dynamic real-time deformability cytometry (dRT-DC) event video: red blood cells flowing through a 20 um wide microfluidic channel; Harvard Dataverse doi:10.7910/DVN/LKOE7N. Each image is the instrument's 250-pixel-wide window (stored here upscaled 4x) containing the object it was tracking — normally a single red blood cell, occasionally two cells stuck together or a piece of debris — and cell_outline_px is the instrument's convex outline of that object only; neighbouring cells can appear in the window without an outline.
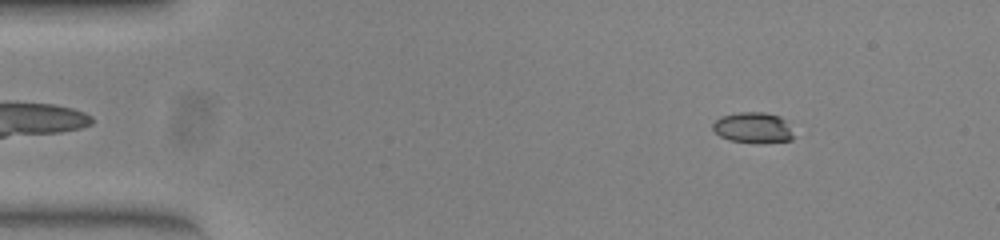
{"species": "common noctule bat (a hibernating species)", "species_latin": "Nyctalus noctula", "temperature_condition": "warm", "stored_images_in_passage": 52, "camera_frame_rate_fps": 3000, "um_per_image_px": 0.085, "animal": {"sex": "female", "body_mass_g": 23.0, "forearm_length_mm": 53.4}, "frame": {"image": 1, "passage_image": 6, "time_ms": 1.667, "image_size_px": [1000, 240], "cell_outline_px": [[796, 136], [792, 140], [764, 144], [756, 144], [728, 140], [720, 136], [712, 128], [712, 124], [720, 116], [740, 112], [764, 112], [780, 116], [784, 120]], "centroid_in_image_um": [64.03, 10.88], "position_along_channel_um": 21.0, "area_um2": 14.85}}
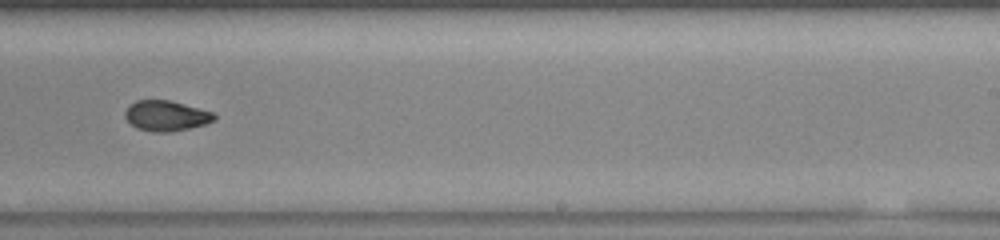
{"frame": {"image": 2, "passage_image": 32, "time_ms": 10.333, "image_size_px": [1000, 240], "cell_outline_px": [[216, 120], [204, 124], [188, 128], [168, 132], [152, 132], [136, 128], [124, 116], [124, 112], [128, 104], [136, 100], [172, 100], [212, 112], [216, 116]], "centroid_in_image_um": [14.09, 9.83], "position_along_channel_um": 274.9, "area_um2": 15.84}}
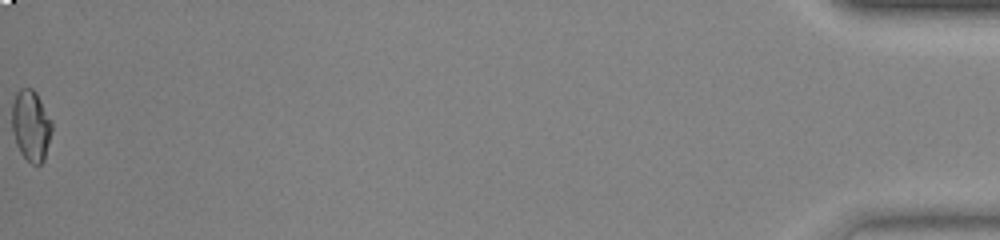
{"frame": {"image": 3, "passage_image": 52, "time_ms": 17.0, "image_size_px": [1000, 240], "cell_outline_px": [[52, 128], [44, 160], [40, 164], [32, 164], [20, 152], [16, 144], [12, 132], [12, 104], [16, 92], [20, 88], [32, 88], [36, 92], [52, 124]], "centroid_in_image_um": [2.6, 10.66], "position_along_channel_um": 432.6, "area_um2": 16.3}, "authors_computed_cell_mechanics": {"area_um2": 15.7794, "velocity_mm_per_s": 3.9304, "shape_relaxation_time_tau1_ms": null, "shape_relaxation_time_tau2_ms": 1.9493, "deformation_change_tau1": null, "deformation_change_tau2": 0.0603}}